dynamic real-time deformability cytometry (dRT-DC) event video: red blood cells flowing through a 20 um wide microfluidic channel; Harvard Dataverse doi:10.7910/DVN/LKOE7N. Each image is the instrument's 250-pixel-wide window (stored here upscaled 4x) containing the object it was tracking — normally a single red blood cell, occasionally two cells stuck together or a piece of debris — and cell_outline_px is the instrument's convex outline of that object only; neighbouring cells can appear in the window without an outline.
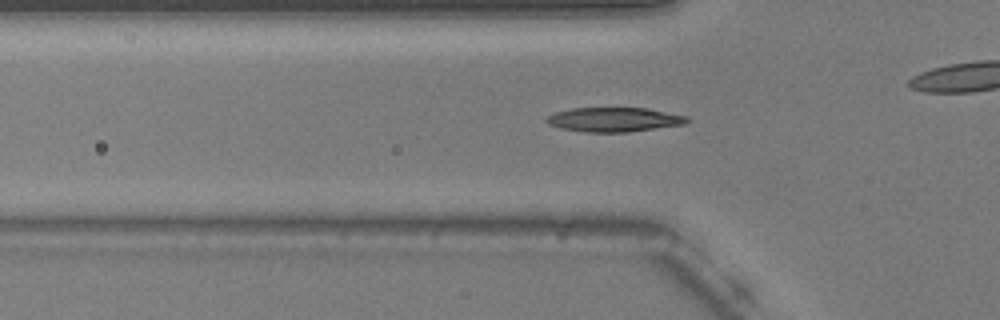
{"species": "common noctule bat (a hibernating species)", "species_latin": "Nyctalus noctula", "temperature_condition": "warm", "stored_images_in_passage": 9, "camera_frame_rate_fps": 3000, "um_per_image_px": 0.085, "animal": {"sex": "male", "body_mass_g": 20.5, "forearm_length_mm": 52.5}, "frame": {"image": 1, "passage_image": 6, "time_ms": 1.667, "image_size_px": [1000, 320], "cell_outline_px": [[692, 120], [688, 124], [628, 132], [584, 132], [560, 128], [548, 124], [544, 120], [548, 116], [556, 112], [572, 108], [648, 108], [688, 116]], "centroid_in_image_um": [52.26, 10.17], "position_along_channel_um": 73.5, "area_um2": 20.17}}